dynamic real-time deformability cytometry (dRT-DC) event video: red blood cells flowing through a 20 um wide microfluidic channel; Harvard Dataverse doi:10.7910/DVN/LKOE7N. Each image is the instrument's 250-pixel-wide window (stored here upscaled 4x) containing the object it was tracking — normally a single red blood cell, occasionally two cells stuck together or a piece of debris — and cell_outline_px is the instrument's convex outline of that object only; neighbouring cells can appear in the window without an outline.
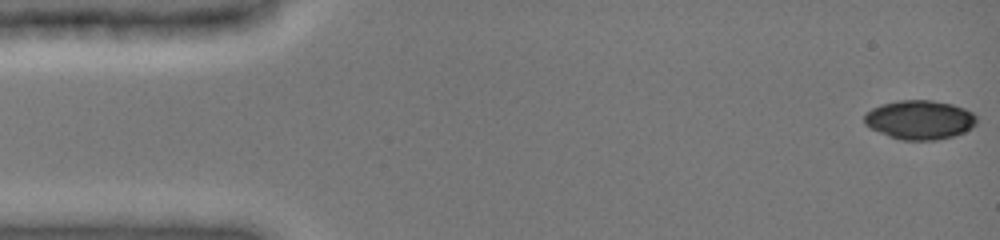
{"species": "common noctule bat (a hibernating species)", "species_latin": "Nyctalus noctula", "temperature_condition": "cold", "stored_images_in_passage": 48, "camera_frame_rate_fps": 3000, "um_per_image_px": 0.085, "animal": {"sex": "female", "body_mass_g": 19.0, "forearm_length_mm": 51.5}, "frame": {"image": 1, "passage_image": 1, "time_ms": 0.0, "image_size_px": [1000, 240], "cell_outline_px": [[976, 124], [972, 128], [956, 136], [936, 140], [900, 140], [888, 136], [864, 124], [864, 116], [872, 108], [880, 104], [900, 100], [932, 100], [952, 104], [964, 108], [972, 112], [976, 116]], "centroid_in_image_um": [78.19, 10.19], "position_along_channel_um": 6.8, "area_um2": 25.72}}
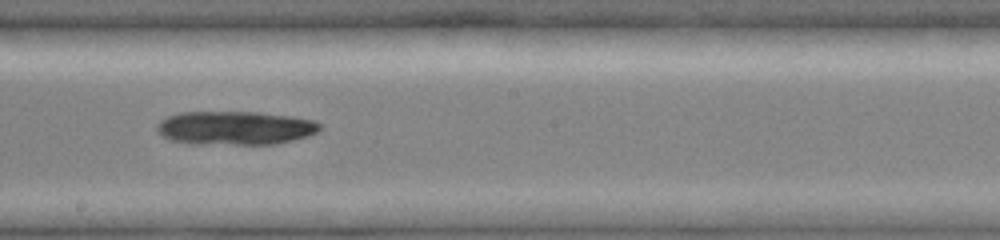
{"frame": {"image": 2, "passage_image": 27, "time_ms": 8.667, "image_size_px": [1000, 240], "cell_outline_px": [[320, 128], [316, 132], [308, 136], [292, 140], [272, 144], [192, 144], [172, 140], [164, 136], [156, 128], [156, 124], [160, 120], [168, 116], [180, 112], [256, 112], [292, 116], [316, 120], [320, 124]], "centroid_in_image_um": [19.99, 10.87], "position_along_channel_um": 228.2, "area_um2": 31.96}}
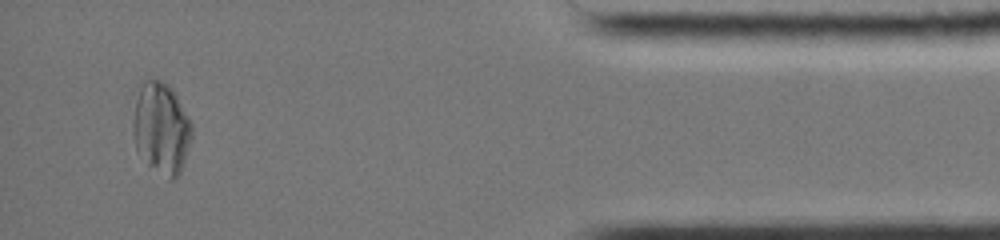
{"frame": {"image": 3, "passage_image": 45, "time_ms": 14.667, "image_size_px": [1000, 240], "cell_outline_px": [[192, 136], [180, 172], [172, 180], [168, 180], [148, 164], [136, 148], [132, 132], [132, 120], [136, 100], [144, 76], [160, 80], [168, 84], [172, 88], [188, 116], [192, 124]], "centroid_in_image_um": [13.69, 10.85], "position_along_channel_um": 421.5, "area_um2": 31.39}}